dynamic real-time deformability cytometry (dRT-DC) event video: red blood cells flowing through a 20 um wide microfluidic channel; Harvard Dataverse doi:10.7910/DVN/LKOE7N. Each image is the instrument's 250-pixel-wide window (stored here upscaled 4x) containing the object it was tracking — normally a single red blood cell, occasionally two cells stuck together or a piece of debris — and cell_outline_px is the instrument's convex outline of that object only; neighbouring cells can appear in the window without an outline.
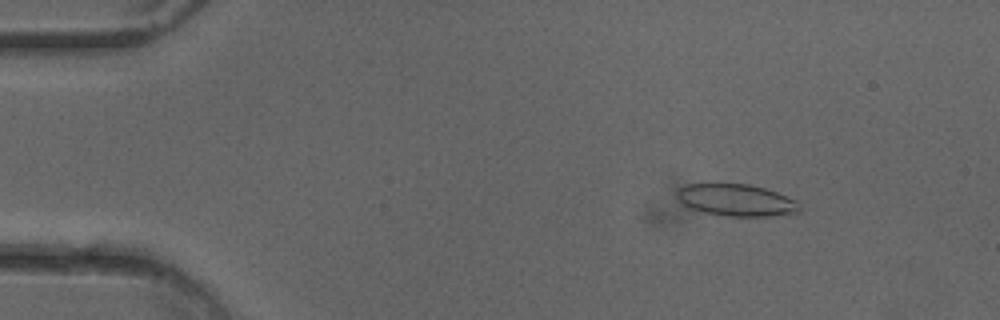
{"species": "common noctule bat (a hibernating species)", "species_latin": "Nyctalus noctula", "temperature_condition": "cold", "stored_images_in_passage": 51, "camera_frame_rate_fps": 3000, "um_per_image_px": 0.085, "animal": {"sex": "female"}, "frame": {"image": 1, "passage_image": 7, "time_ms": 2.0, "image_size_px": [1000, 320], "cell_outline_px": [[800, 212], [772, 216], [728, 216], [704, 212], [688, 208], [676, 196], [676, 192], [680, 188], [688, 184], [748, 184], [764, 188], [776, 192], [796, 200], [800, 204]], "centroid_in_image_um": [62.6, 17.02], "position_along_channel_um": 22.4, "area_um2": 22.72}}
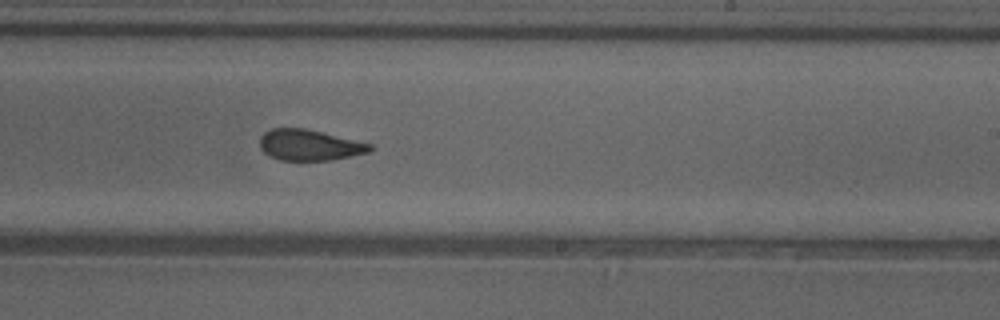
{"frame": {"image": 2, "passage_image": 31, "time_ms": 10.0, "image_size_px": [1000, 320], "cell_outline_px": [[372, 148], [368, 152], [332, 160], [280, 160], [264, 152], [260, 148], [260, 136], [264, 132], [272, 128], [304, 128], [372, 144]], "centroid_in_image_um": [26.27, 12.32], "position_along_channel_um": 262.7, "area_um2": 19.59}}
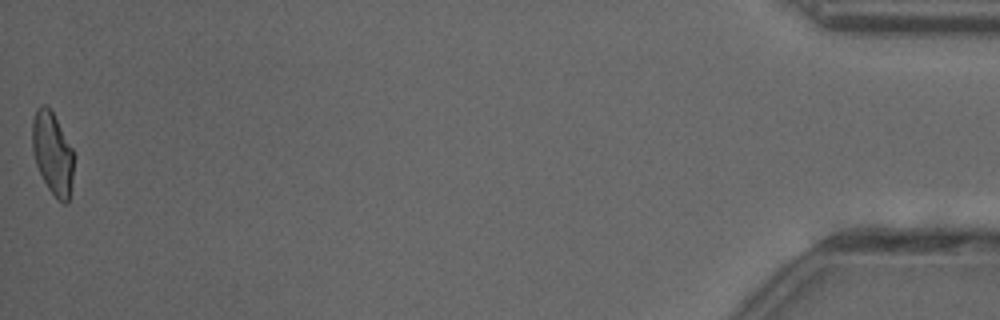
{"frame": {"image": 3, "passage_image": 51, "time_ms": 16.667, "image_size_px": [1000, 320], "cell_outline_px": [[72, 180], [68, 204], [64, 204], [48, 188], [36, 164], [32, 148], [32, 120], [36, 108], [40, 104], [44, 104], [52, 112], [72, 148]], "centroid_in_image_um": [4.44, 13.01], "position_along_channel_um": 430.8, "area_um2": 19.48}, "authors_computed_cell_mechanics": {"area_um2": 21.4438, "velocity_mm_per_s": 4.0292, "shape_relaxation_time_tau1_ms": null, "shape_relaxation_time_tau2_ms": 1.8709, "deformation_change_tau1": null, "deformation_change_tau2": 0.0793}}